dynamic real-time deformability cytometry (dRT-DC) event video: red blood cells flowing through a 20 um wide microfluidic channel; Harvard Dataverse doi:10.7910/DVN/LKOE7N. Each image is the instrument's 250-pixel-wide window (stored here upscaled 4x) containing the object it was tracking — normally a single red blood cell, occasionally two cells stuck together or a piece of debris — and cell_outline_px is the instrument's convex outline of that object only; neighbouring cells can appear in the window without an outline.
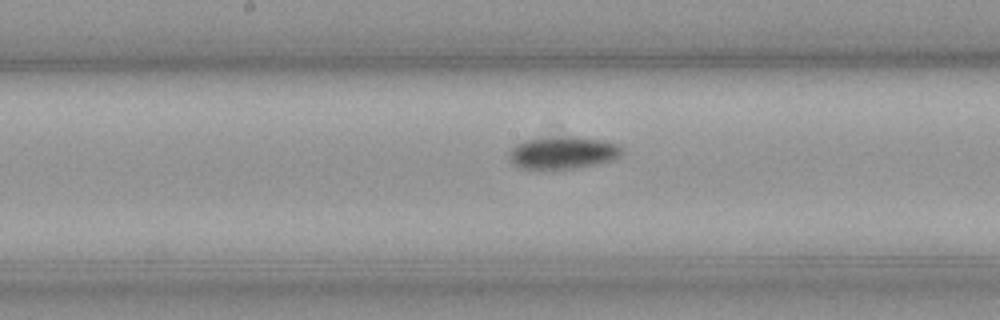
{"species": "common noctule bat (a hibernating species)", "species_latin": "Nyctalus noctula", "temperature_condition": "cold", "stored_images_in_passage": 41, "camera_frame_rate_fps": 3000, "um_per_image_px": 0.085, "animal": {"sex": "male", "body_mass_g": 23.1, "forearm_length_mm": 52.7}, "frame": {"image": 1, "passage_image": 21, "time_ms": 6.667, "image_size_px": [1000, 320], "cell_outline_px": [[624, 152], [620, 156], [612, 160], [596, 164], [552, 172], [520, 168], [512, 164], [508, 160], [508, 152], [516, 144], [524, 140], [552, 136], [576, 136], [604, 140], [620, 144], [624, 148]], "centroid_in_image_um": [47.82, 13.0], "position_along_channel_um": 200.4, "area_um2": 22.48}}
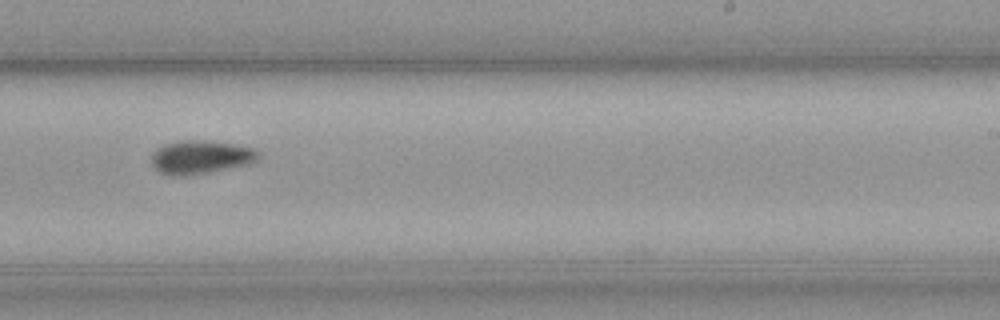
{"frame": {"image": 2, "passage_image": 27, "time_ms": 8.667, "image_size_px": [1000, 320], "cell_outline_px": [[260, 156], [256, 160], [248, 164], [208, 172], [184, 176], [168, 176], [160, 172], [152, 164], [152, 152], [156, 148], [164, 144], [180, 140], [204, 140], [232, 144], [252, 148], [260, 152]], "centroid_in_image_um": [17.02, 13.35], "position_along_channel_um": 272.0, "area_um2": 20.81}}
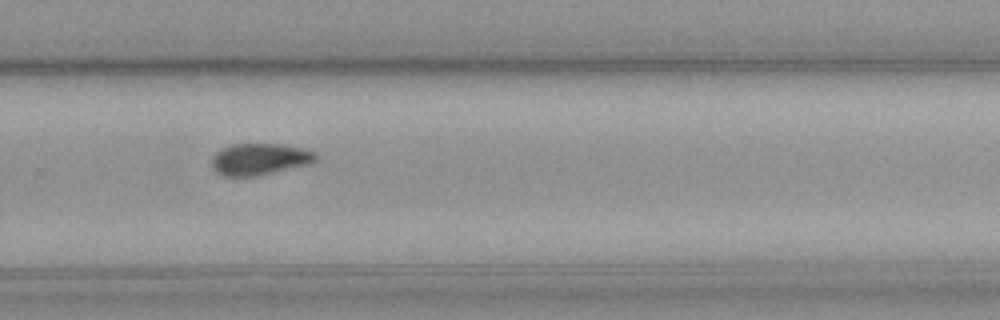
{"frame": {"image": 3, "passage_image": 30, "time_ms": 9.667, "image_size_px": [1000, 320], "cell_outline_px": [[316, 160], [308, 164], [252, 176], [224, 176], [216, 172], [212, 168], [212, 156], [220, 148], [232, 144], [280, 144], [304, 148], [312, 152], [316, 156]], "centroid_in_image_um": [22.0, 13.51], "position_along_channel_um": 307.8, "area_um2": 18.9}, "authors_computed_cell_mechanics": {"area_um2": 19.9988, "velocity_mm_per_s": 3.6059, "shape_relaxation_time_tau1_ms": 9.7022, "shape_relaxation_time_tau2_ms": null, "deformation_change_tau1": 0.1449, "deformation_change_tau2": null}}